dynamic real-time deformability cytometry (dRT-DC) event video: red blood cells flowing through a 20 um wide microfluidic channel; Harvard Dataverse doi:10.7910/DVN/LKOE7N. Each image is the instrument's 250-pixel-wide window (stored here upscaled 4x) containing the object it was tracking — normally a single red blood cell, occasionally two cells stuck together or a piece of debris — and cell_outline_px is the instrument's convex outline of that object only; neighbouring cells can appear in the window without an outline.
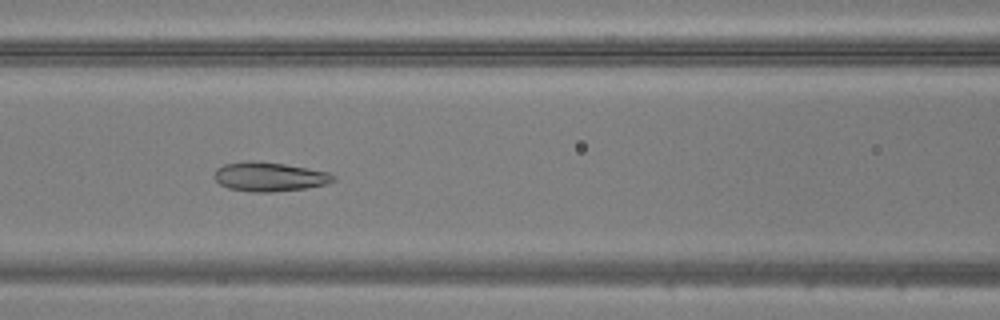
{"species": "common noctule bat (a hibernating species)", "species_latin": "Nyctalus noctula", "temperature_condition": "warm", "stored_images_in_passage": 36, "camera_frame_rate_fps": 3000, "um_per_image_px": 0.085, "animal": {"sex": "male", "body_mass_g": 20.5, "forearm_length_mm": 52.5}, "frame": {"image": 1, "passage_image": 8, "time_ms": 2.333, "image_size_px": [1000, 320], "cell_outline_px": [[336, 180], [328, 184], [308, 188], [272, 192], [256, 192], [228, 188], [220, 184], [212, 176], [216, 168], [224, 164], [248, 160], [284, 164], [308, 168], [328, 172], [336, 176]], "centroid_in_image_um": [22.91, 15.02], "position_along_channel_um": 143.7, "area_um2": 20.4}}
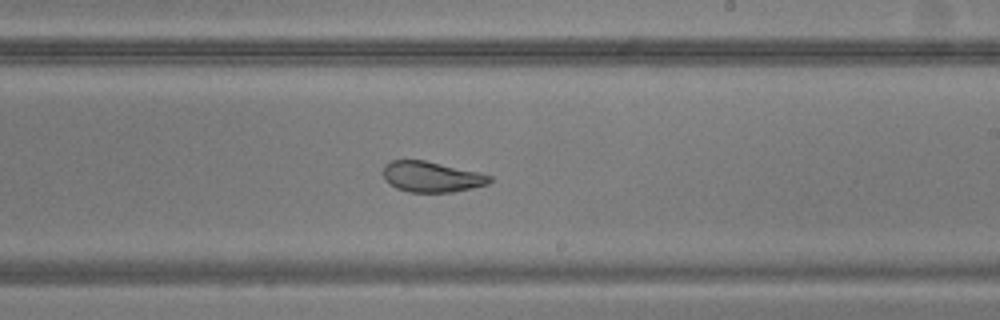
{"frame": {"image": 2, "passage_image": 16, "time_ms": 5.0, "image_size_px": [1000, 320], "cell_outline_px": [[492, 180], [488, 184], [472, 188], [452, 192], [408, 192], [396, 188], [384, 176], [384, 164], [392, 160], [424, 160], [480, 172], [492, 176]], "centroid_in_image_um": [36.72, 15.02], "position_along_channel_um": 252.3, "area_um2": 18.9}}
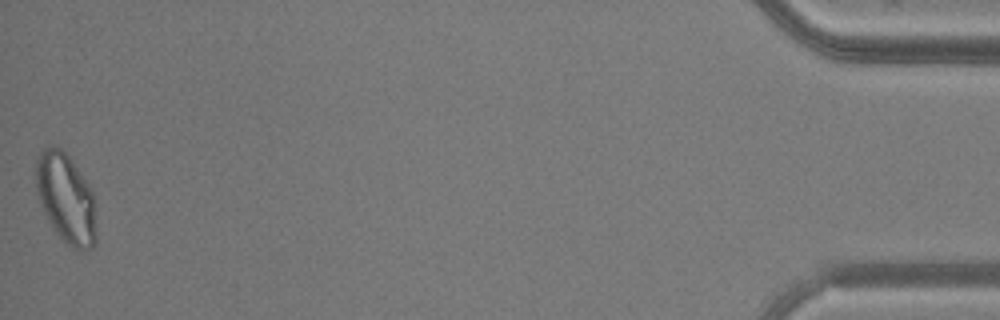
{"frame": {"image": 3, "passage_image": 36, "time_ms": 11.667, "image_size_px": [1000, 320], "cell_outline_px": [[96, 240], [92, 248], [80, 252], [68, 244], [56, 232], [48, 220], [40, 204], [36, 192], [36, 156], [48, 144], [60, 148], [68, 156], [88, 184], [92, 192], [96, 236]], "centroid_in_image_um": [5.57, 16.85], "position_along_channel_um": 429.6, "area_um2": 31.27}}